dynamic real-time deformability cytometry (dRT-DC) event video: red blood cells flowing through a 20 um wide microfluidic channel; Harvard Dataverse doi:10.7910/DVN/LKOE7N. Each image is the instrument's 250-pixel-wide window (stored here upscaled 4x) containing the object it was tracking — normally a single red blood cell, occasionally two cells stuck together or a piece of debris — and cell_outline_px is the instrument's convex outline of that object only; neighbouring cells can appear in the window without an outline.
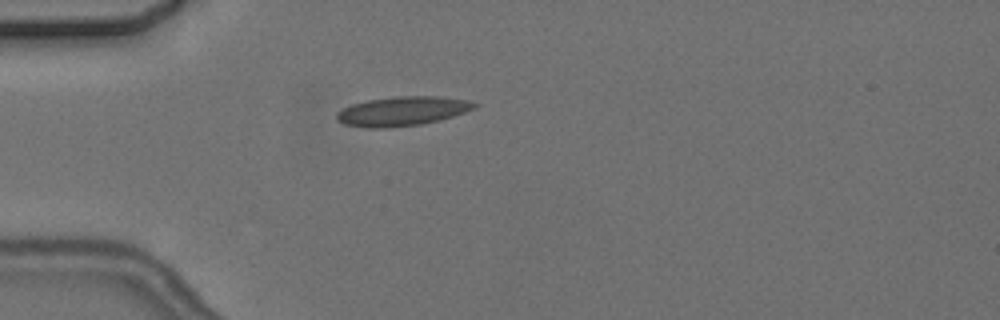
{"species": "common noctule bat (a hibernating species)", "species_latin": "Nyctalus noctula", "temperature_condition": "cold", "stored_images_in_passage": 3, "camera_frame_rate_fps": 3000, "um_per_image_px": 0.085, "animal": {"sex": "female", "body_mass_g": 24.6, "forearm_length_mm": 56.2}, "frame": {"image": 1, "passage_image": 2, "time_ms": 5.0, "image_size_px": [1000, 320], "cell_outline_px": [[480, 104], [476, 108], [440, 120], [420, 124], [388, 128], [368, 128], [344, 124], [336, 120], [336, 112], [352, 104], [368, 100], [396, 96], [440, 96], [468, 100]], "centroid_in_image_um": [34.2, 9.44], "position_along_channel_um": 50.8, "area_um2": 23.58}}